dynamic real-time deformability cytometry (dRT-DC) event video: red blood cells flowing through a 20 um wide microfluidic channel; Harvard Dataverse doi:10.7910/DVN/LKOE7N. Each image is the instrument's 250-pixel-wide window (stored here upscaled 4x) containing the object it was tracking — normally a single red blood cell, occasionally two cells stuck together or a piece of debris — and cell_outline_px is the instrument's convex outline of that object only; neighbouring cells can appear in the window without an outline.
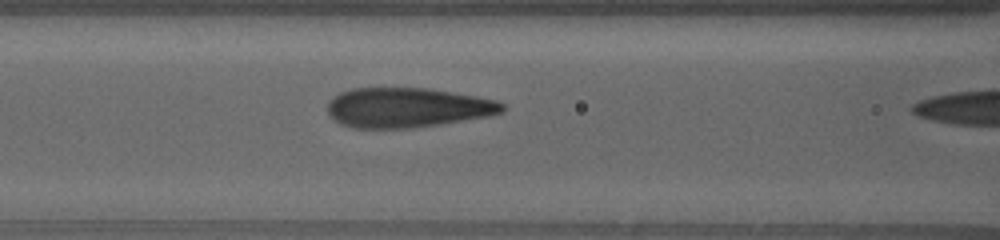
{"species": "human", "species_latin": "Homo sapiens", "temperature_condition": "warm", "stored_images_in_passage": 4, "camera_frame_rate_fps": 3000, "um_per_image_px": 0.085, "donor": {"sex": "female"}, "frame": {"image": 1, "passage_image": 3, "time_ms": 2.0, "image_size_px": [1000, 240], "cell_outline_px": [[504, 108], [500, 112], [488, 116], [412, 128], [352, 128], [340, 124], [328, 112], [328, 100], [332, 96], [340, 92], [352, 88], [428, 88], [476, 96], [496, 100], [504, 104]], "centroid_in_image_um": [34.57, 9.14], "position_along_channel_um": 132.0, "area_um2": 40.34}}